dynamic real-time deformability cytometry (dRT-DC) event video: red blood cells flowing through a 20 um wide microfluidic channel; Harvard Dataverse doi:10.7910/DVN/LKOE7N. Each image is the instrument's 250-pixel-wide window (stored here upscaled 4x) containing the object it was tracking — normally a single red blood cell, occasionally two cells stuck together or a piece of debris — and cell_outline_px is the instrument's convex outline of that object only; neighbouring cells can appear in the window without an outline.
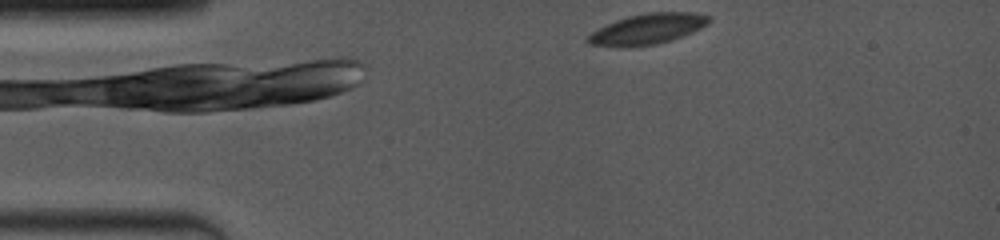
{"species": "common noctule bat (a hibernating species)", "species_latin": "Nyctalus noctula", "temperature_condition": "room temperature", "stored_images_in_passage": 37, "camera_frame_rate_fps": 4000, "um_per_image_px": 0.085, "animal": {"sex": "female", "body_mass_g": 19.0, "forearm_length_mm": 53.3}, "frame": {"image": 1, "passage_image": 1, "time_ms": 0.0, "image_size_px": [1000, 240], "cell_outline_px": [[712, 20], [708, 24], [692, 32], [672, 40], [660, 44], [628, 48], [624, 48], [588, 44], [584, 40], [592, 32], [616, 20], [628, 16], [648, 12], [696, 12], [708, 16]], "centroid_in_image_um": [55.03, 2.48], "position_along_channel_um": 30.0, "area_um2": 21.85}}
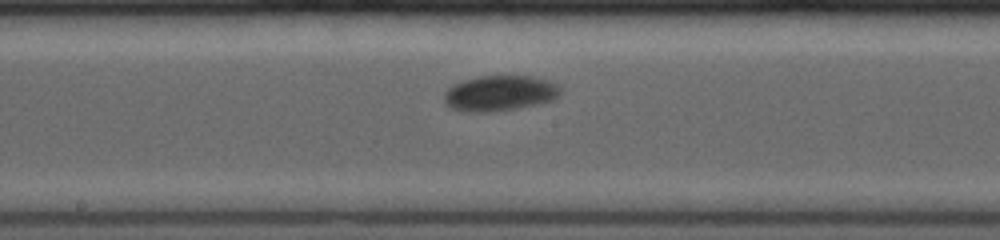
{"frame": {"image": 2, "passage_image": 21, "time_ms": 6.0, "image_size_px": [1000, 240], "cell_outline_px": [[560, 96], [552, 100], [536, 104], [516, 108], [492, 112], [472, 112], [452, 108], [444, 104], [444, 92], [452, 84], [464, 80], [480, 76], [532, 76], [556, 84], [560, 88]], "centroid_in_image_um": [42.44, 7.92], "position_along_channel_um": 205.8, "area_um2": 23.93}}
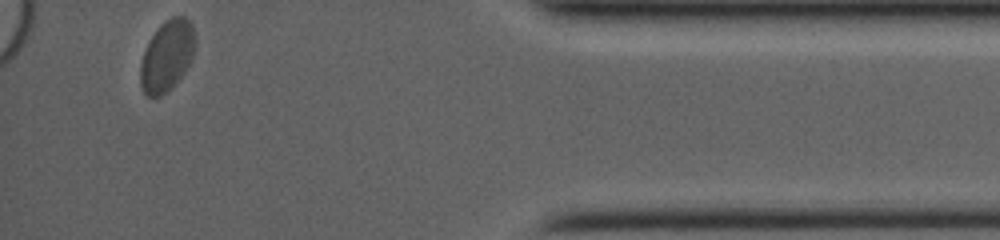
{"frame": {"image": 3, "passage_image": 37, "time_ms": 12.5, "image_size_px": [1000, 240], "cell_outline_px": [[192, 56], [184, 72], [176, 84], [172, 88], [160, 96], [148, 96], [144, 92], [140, 84], [140, 64], [148, 40], [156, 28], [164, 20], [172, 16], [188, 16], [192, 20]], "centroid_in_image_um": [14.15, 4.72], "position_along_channel_um": 421.0, "area_um2": 22.48}, "authors_computed_cell_mechanics": {"area_um2": 23.0044, "velocity_mm_per_s": 3.8443, "shape_relaxation_time_tau1_ms": 4.4987, "shape_relaxation_time_tau2_ms": null, "deformation_change_tau1": 0.0895, "deformation_change_tau2": null}}